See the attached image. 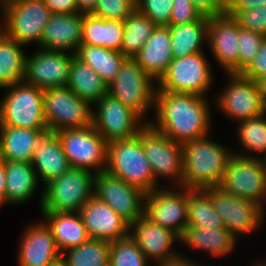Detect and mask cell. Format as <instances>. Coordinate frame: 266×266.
<instances>
[{
	"instance_id": "cell-1",
	"label": "cell",
	"mask_w": 266,
	"mask_h": 266,
	"mask_svg": "<svg viewBox=\"0 0 266 266\" xmlns=\"http://www.w3.org/2000/svg\"><path fill=\"white\" fill-rule=\"evenodd\" d=\"M205 96L155 91L157 124L148 122L155 130L176 143L207 137L210 131L209 106Z\"/></svg>"
},
{
	"instance_id": "cell-2",
	"label": "cell",
	"mask_w": 266,
	"mask_h": 266,
	"mask_svg": "<svg viewBox=\"0 0 266 266\" xmlns=\"http://www.w3.org/2000/svg\"><path fill=\"white\" fill-rule=\"evenodd\" d=\"M183 187L207 189L218 187L233 153L209 141L208 137L182 144Z\"/></svg>"
},
{
	"instance_id": "cell-3",
	"label": "cell",
	"mask_w": 266,
	"mask_h": 266,
	"mask_svg": "<svg viewBox=\"0 0 266 266\" xmlns=\"http://www.w3.org/2000/svg\"><path fill=\"white\" fill-rule=\"evenodd\" d=\"M105 171L145 193L157 188L158 182L145 156L140 133L133 138L108 143Z\"/></svg>"
},
{
	"instance_id": "cell-4",
	"label": "cell",
	"mask_w": 266,
	"mask_h": 266,
	"mask_svg": "<svg viewBox=\"0 0 266 266\" xmlns=\"http://www.w3.org/2000/svg\"><path fill=\"white\" fill-rule=\"evenodd\" d=\"M95 175L91 171L70 168L60 177L47 183L41 196V210L79 212L94 196Z\"/></svg>"
},
{
	"instance_id": "cell-5",
	"label": "cell",
	"mask_w": 266,
	"mask_h": 266,
	"mask_svg": "<svg viewBox=\"0 0 266 266\" xmlns=\"http://www.w3.org/2000/svg\"><path fill=\"white\" fill-rule=\"evenodd\" d=\"M218 187L228 194L250 200L260 207L266 201V158L232 155Z\"/></svg>"
},
{
	"instance_id": "cell-6",
	"label": "cell",
	"mask_w": 266,
	"mask_h": 266,
	"mask_svg": "<svg viewBox=\"0 0 266 266\" xmlns=\"http://www.w3.org/2000/svg\"><path fill=\"white\" fill-rule=\"evenodd\" d=\"M5 88H10V91L0 103V126L48 129L44 116L43 90L24 81Z\"/></svg>"
},
{
	"instance_id": "cell-7",
	"label": "cell",
	"mask_w": 266,
	"mask_h": 266,
	"mask_svg": "<svg viewBox=\"0 0 266 266\" xmlns=\"http://www.w3.org/2000/svg\"><path fill=\"white\" fill-rule=\"evenodd\" d=\"M0 3L5 12V28L0 29L22 46L32 41L40 44L52 15L43 0H0Z\"/></svg>"
},
{
	"instance_id": "cell-8",
	"label": "cell",
	"mask_w": 266,
	"mask_h": 266,
	"mask_svg": "<svg viewBox=\"0 0 266 266\" xmlns=\"http://www.w3.org/2000/svg\"><path fill=\"white\" fill-rule=\"evenodd\" d=\"M43 103L48 129L62 131L92 125L91 104L79 98L69 87L43 90Z\"/></svg>"
},
{
	"instance_id": "cell-9",
	"label": "cell",
	"mask_w": 266,
	"mask_h": 266,
	"mask_svg": "<svg viewBox=\"0 0 266 266\" xmlns=\"http://www.w3.org/2000/svg\"><path fill=\"white\" fill-rule=\"evenodd\" d=\"M155 81L133 58H127L116 77L108 84V94L131 108L141 118L154 105Z\"/></svg>"
},
{
	"instance_id": "cell-10",
	"label": "cell",
	"mask_w": 266,
	"mask_h": 266,
	"mask_svg": "<svg viewBox=\"0 0 266 266\" xmlns=\"http://www.w3.org/2000/svg\"><path fill=\"white\" fill-rule=\"evenodd\" d=\"M212 79L207 59L203 52H198L183 58H173L166 72L157 81V90L204 96Z\"/></svg>"
},
{
	"instance_id": "cell-11",
	"label": "cell",
	"mask_w": 266,
	"mask_h": 266,
	"mask_svg": "<svg viewBox=\"0 0 266 266\" xmlns=\"http://www.w3.org/2000/svg\"><path fill=\"white\" fill-rule=\"evenodd\" d=\"M58 138L71 168L88 171L94 168V174L105 171L108 143L93 125L58 131Z\"/></svg>"
},
{
	"instance_id": "cell-12",
	"label": "cell",
	"mask_w": 266,
	"mask_h": 266,
	"mask_svg": "<svg viewBox=\"0 0 266 266\" xmlns=\"http://www.w3.org/2000/svg\"><path fill=\"white\" fill-rule=\"evenodd\" d=\"M142 135V146L148 159L154 178L158 176L171 179L183 187V149L182 144L168 138L155 130L149 123L139 132Z\"/></svg>"
},
{
	"instance_id": "cell-13",
	"label": "cell",
	"mask_w": 266,
	"mask_h": 266,
	"mask_svg": "<svg viewBox=\"0 0 266 266\" xmlns=\"http://www.w3.org/2000/svg\"><path fill=\"white\" fill-rule=\"evenodd\" d=\"M96 104L98 109L97 113L93 112L92 125L107 143L133 138L148 123L144 121L142 125L136 112L108 93Z\"/></svg>"
},
{
	"instance_id": "cell-14",
	"label": "cell",
	"mask_w": 266,
	"mask_h": 266,
	"mask_svg": "<svg viewBox=\"0 0 266 266\" xmlns=\"http://www.w3.org/2000/svg\"><path fill=\"white\" fill-rule=\"evenodd\" d=\"M146 193L106 171L95 175L94 196L111 207L129 225L144 215Z\"/></svg>"
},
{
	"instance_id": "cell-15",
	"label": "cell",
	"mask_w": 266,
	"mask_h": 266,
	"mask_svg": "<svg viewBox=\"0 0 266 266\" xmlns=\"http://www.w3.org/2000/svg\"><path fill=\"white\" fill-rule=\"evenodd\" d=\"M180 192L156 188L147 192L144 200V216L179 238L187 228L188 188L183 187Z\"/></svg>"
},
{
	"instance_id": "cell-16",
	"label": "cell",
	"mask_w": 266,
	"mask_h": 266,
	"mask_svg": "<svg viewBox=\"0 0 266 266\" xmlns=\"http://www.w3.org/2000/svg\"><path fill=\"white\" fill-rule=\"evenodd\" d=\"M212 198L215 211L223 220L225 228L237 239L261 225L263 208L256 203L228 194L219 187L204 189Z\"/></svg>"
},
{
	"instance_id": "cell-17",
	"label": "cell",
	"mask_w": 266,
	"mask_h": 266,
	"mask_svg": "<svg viewBox=\"0 0 266 266\" xmlns=\"http://www.w3.org/2000/svg\"><path fill=\"white\" fill-rule=\"evenodd\" d=\"M229 76L231 84L217 98L220 109L239 121L266 114V101L257 82L240 73H229Z\"/></svg>"
},
{
	"instance_id": "cell-18",
	"label": "cell",
	"mask_w": 266,
	"mask_h": 266,
	"mask_svg": "<svg viewBox=\"0 0 266 266\" xmlns=\"http://www.w3.org/2000/svg\"><path fill=\"white\" fill-rule=\"evenodd\" d=\"M40 48V51L26 56L24 82L41 90L67 87L70 65L75 54Z\"/></svg>"
},
{
	"instance_id": "cell-19",
	"label": "cell",
	"mask_w": 266,
	"mask_h": 266,
	"mask_svg": "<svg viewBox=\"0 0 266 266\" xmlns=\"http://www.w3.org/2000/svg\"><path fill=\"white\" fill-rule=\"evenodd\" d=\"M239 25L228 13L208 18L207 39L218 63L229 73H239Z\"/></svg>"
},
{
	"instance_id": "cell-20",
	"label": "cell",
	"mask_w": 266,
	"mask_h": 266,
	"mask_svg": "<svg viewBox=\"0 0 266 266\" xmlns=\"http://www.w3.org/2000/svg\"><path fill=\"white\" fill-rule=\"evenodd\" d=\"M90 238L113 242L129 236L130 225L96 196L79 210Z\"/></svg>"
},
{
	"instance_id": "cell-21",
	"label": "cell",
	"mask_w": 266,
	"mask_h": 266,
	"mask_svg": "<svg viewBox=\"0 0 266 266\" xmlns=\"http://www.w3.org/2000/svg\"><path fill=\"white\" fill-rule=\"evenodd\" d=\"M134 233L129 235L137 243L143 254L149 259L156 260L157 263L171 262L181 257L171 249L173 241L180 239L172 231L153 223L146 216L137 218L133 224ZM175 239V240H174Z\"/></svg>"
},
{
	"instance_id": "cell-22",
	"label": "cell",
	"mask_w": 266,
	"mask_h": 266,
	"mask_svg": "<svg viewBox=\"0 0 266 266\" xmlns=\"http://www.w3.org/2000/svg\"><path fill=\"white\" fill-rule=\"evenodd\" d=\"M83 13L52 14L43 29L39 46L53 51H73L81 45Z\"/></svg>"
},
{
	"instance_id": "cell-23",
	"label": "cell",
	"mask_w": 266,
	"mask_h": 266,
	"mask_svg": "<svg viewBox=\"0 0 266 266\" xmlns=\"http://www.w3.org/2000/svg\"><path fill=\"white\" fill-rule=\"evenodd\" d=\"M31 163L45 185L71 168L58 131L46 129L39 134Z\"/></svg>"
},
{
	"instance_id": "cell-24",
	"label": "cell",
	"mask_w": 266,
	"mask_h": 266,
	"mask_svg": "<svg viewBox=\"0 0 266 266\" xmlns=\"http://www.w3.org/2000/svg\"><path fill=\"white\" fill-rule=\"evenodd\" d=\"M19 266H45L62 254L46 223L30 225L22 237Z\"/></svg>"
},
{
	"instance_id": "cell-25",
	"label": "cell",
	"mask_w": 266,
	"mask_h": 266,
	"mask_svg": "<svg viewBox=\"0 0 266 266\" xmlns=\"http://www.w3.org/2000/svg\"><path fill=\"white\" fill-rule=\"evenodd\" d=\"M133 59L148 75L158 81L173 59L169 26H156Z\"/></svg>"
},
{
	"instance_id": "cell-26",
	"label": "cell",
	"mask_w": 266,
	"mask_h": 266,
	"mask_svg": "<svg viewBox=\"0 0 266 266\" xmlns=\"http://www.w3.org/2000/svg\"><path fill=\"white\" fill-rule=\"evenodd\" d=\"M61 254L78 247L90 237L79 212L42 211Z\"/></svg>"
},
{
	"instance_id": "cell-27",
	"label": "cell",
	"mask_w": 266,
	"mask_h": 266,
	"mask_svg": "<svg viewBox=\"0 0 266 266\" xmlns=\"http://www.w3.org/2000/svg\"><path fill=\"white\" fill-rule=\"evenodd\" d=\"M44 130L0 126V159L31 162L38 136Z\"/></svg>"
},
{
	"instance_id": "cell-28",
	"label": "cell",
	"mask_w": 266,
	"mask_h": 266,
	"mask_svg": "<svg viewBox=\"0 0 266 266\" xmlns=\"http://www.w3.org/2000/svg\"><path fill=\"white\" fill-rule=\"evenodd\" d=\"M5 203H24L38 187V176L31 162L4 161Z\"/></svg>"
},
{
	"instance_id": "cell-29",
	"label": "cell",
	"mask_w": 266,
	"mask_h": 266,
	"mask_svg": "<svg viewBox=\"0 0 266 266\" xmlns=\"http://www.w3.org/2000/svg\"><path fill=\"white\" fill-rule=\"evenodd\" d=\"M124 23L84 14L81 44L100 46L121 52Z\"/></svg>"
},
{
	"instance_id": "cell-30",
	"label": "cell",
	"mask_w": 266,
	"mask_h": 266,
	"mask_svg": "<svg viewBox=\"0 0 266 266\" xmlns=\"http://www.w3.org/2000/svg\"><path fill=\"white\" fill-rule=\"evenodd\" d=\"M67 87L79 98L90 104H95L108 93V85L100 75L89 65L73 56Z\"/></svg>"
},
{
	"instance_id": "cell-31",
	"label": "cell",
	"mask_w": 266,
	"mask_h": 266,
	"mask_svg": "<svg viewBox=\"0 0 266 266\" xmlns=\"http://www.w3.org/2000/svg\"><path fill=\"white\" fill-rule=\"evenodd\" d=\"M179 240L189 247L205 250L212 256H222L232 251L237 239L225 227H187Z\"/></svg>"
},
{
	"instance_id": "cell-32",
	"label": "cell",
	"mask_w": 266,
	"mask_h": 266,
	"mask_svg": "<svg viewBox=\"0 0 266 266\" xmlns=\"http://www.w3.org/2000/svg\"><path fill=\"white\" fill-rule=\"evenodd\" d=\"M208 17L181 25H169L171 54L173 58H183L202 52L201 44L207 39Z\"/></svg>"
},
{
	"instance_id": "cell-33",
	"label": "cell",
	"mask_w": 266,
	"mask_h": 266,
	"mask_svg": "<svg viewBox=\"0 0 266 266\" xmlns=\"http://www.w3.org/2000/svg\"><path fill=\"white\" fill-rule=\"evenodd\" d=\"M21 45L0 29V88L24 81L26 55Z\"/></svg>"
},
{
	"instance_id": "cell-34",
	"label": "cell",
	"mask_w": 266,
	"mask_h": 266,
	"mask_svg": "<svg viewBox=\"0 0 266 266\" xmlns=\"http://www.w3.org/2000/svg\"><path fill=\"white\" fill-rule=\"evenodd\" d=\"M75 55L92 67L107 85L116 77L127 59L119 51L87 44H81Z\"/></svg>"
},
{
	"instance_id": "cell-35",
	"label": "cell",
	"mask_w": 266,
	"mask_h": 266,
	"mask_svg": "<svg viewBox=\"0 0 266 266\" xmlns=\"http://www.w3.org/2000/svg\"><path fill=\"white\" fill-rule=\"evenodd\" d=\"M187 227H225L220 215L215 211L211 196L204 189H188Z\"/></svg>"
},
{
	"instance_id": "cell-36",
	"label": "cell",
	"mask_w": 266,
	"mask_h": 266,
	"mask_svg": "<svg viewBox=\"0 0 266 266\" xmlns=\"http://www.w3.org/2000/svg\"><path fill=\"white\" fill-rule=\"evenodd\" d=\"M123 23L121 53L127 58H134L151 36L156 25L137 8L126 17Z\"/></svg>"
},
{
	"instance_id": "cell-37",
	"label": "cell",
	"mask_w": 266,
	"mask_h": 266,
	"mask_svg": "<svg viewBox=\"0 0 266 266\" xmlns=\"http://www.w3.org/2000/svg\"><path fill=\"white\" fill-rule=\"evenodd\" d=\"M62 258L65 266H105L109 263L110 242L89 238L78 247L68 250Z\"/></svg>"
},
{
	"instance_id": "cell-38",
	"label": "cell",
	"mask_w": 266,
	"mask_h": 266,
	"mask_svg": "<svg viewBox=\"0 0 266 266\" xmlns=\"http://www.w3.org/2000/svg\"><path fill=\"white\" fill-rule=\"evenodd\" d=\"M147 260L130 235L110 242L109 264L111 266H148Z\"/></svg>"
},
{
	"instance_id": "cell-39",
	"label": "cell",
	"mask_w": 266,
	"mask_h": 266,
	"mask_svg": "<svg viewBox=\"0 0 266 266\" xmlns=\"http://www.w3.org/2000/svg\"><path fill=\"white\" fill-rule=\"evenodd\" d=\"M266 114L239 121V138L243 148L250 152L266 153ZM266 157V154H265Z\"/></svg>"
},
{
	"instance_id": "cell-40",
	"label": "cell",
	"mask_w": 266,
	"mask_h": 266,
	"mask_svg": "<svg viewBox=\"0 0 266 266\" xmlns=\"http://www.w3.org/2000/svg\"><path fill=\"white\" fill-rule=\"evenodd\" d=\"M136 9V0H97L94 16L107 19L124 21Z\"/></svg>"
},
{
	"instance_id": "cell-41",
	"label": "cell",
	"mask_w": 266,
	"mask_h": 266,
	"mask_svg": "<svg viewBox=\"0 0 266 266\" xmlns=\"http://www.w3.org/2000/svg\"><path fill=\"white\" fill-rule=\"evenodd\" d=\"M265 36L239 26V73L256 57Z\"/></svg>"
},
{
	"instance_id": "cell-42",
	"label": "cell",
	"mask_w": 266,
	"mask_h": 266,
	"mask_svg": "<svg viewBox=\"0 0 266 266\" xmlns=\"http://www.w3.org/2000/svg\"><path fill=\"white\" fill-rule=\"evenodd\" d=\"M174 0H136V8L156 26H169Z\"/></svg>"
},
{
	"instance_id": "cell-43",
	"label": "cell",
	"mask_w": 266,
	"mask_h": 266,
	"mask_svg": "<svg viewBox=\"0 0 266 266\" xmlns=\"http://www.w3.org/2000/svg\"><path fill=\"white\" fill-rule=\"evenodd\" d=\"M233 18L241 28L261 33L266 37V6L238 11Z\"/></svg>"
},
{
	"instance_id": "cell-44",
	"label": "cell",
	"mask_w": 266,
	"mask_h": 266,
	"mask_svg": "<svg viewBox=\"0 0 266 266\" xmlns=\"http://www.w3.org/2000/svg\"><path fill=\"white\" fill-rule=\"evenodd\" d=\"M203 17L191 0H174L169 25H181L199 21Z\"/></svg>"
},
{
	"instance_id": "cell-45",
	"label": "cell",
	"mask_w": 266,
	"mask_h": 266,
	"mask_svg": "<svg viewBox=\"0 0 266 266\" xmlns=\"http://www.w3.org/2000/svg\"><path fill=\"white\" fill-rule=\"evenodd\" d=\"M240 74L254 81L266 75V37L256 57Z\"/></svg>"
},
{
	"instance_id": "cell-46",
	"label": "cell",
	"mask_w": 266,
	"mask_h": 266,
	"mask_svg": "<svg viewBox=\"0 0 266 266\" xmlns=\"http://www.w3.org/2000/svg\"><path fill=\"white\" fill-rule=\"evenodd\" d=\"M195 8L205 17L227 13V0H191Z\"/></svg>"
},
{
	"instance_id": "cell-47",
	"label": "cell",
	"mask_w": 266,
	"mask_h": 266,
	"mask_svg": "<svg viewBox=\"0 0 266 266\" xmlns=\"http://www.w3.org/2000/svg\"><path fill=\"white\" fill-rule=\"evenodd\" d=\"M52 14H70L79 12L76 0H43Z\"/></svg>"
},
{
	"instance_id": "cell-48",
	"label": "cell",
	"mask_w": 266,
	"mask_h": 266,
	"mask_svg": "<svg viewBox=\"0 0 266 266\" xmlns=\"http://www.w3.org/2000/svg\"><path fill=\"white\" fill-rule=\"evenodd\" d=\"M266 6V0H227V13L234 16L238 11Z\"/></svg>"
},
{
	"instance_id": "cell-49",
	"label": "cell",
	"mask_w": 266,
	"mask_h": 266,
	"mask_svg": "<svg viewBox=\"0 0 266 266\" xmlns=\"http://www.w3.org/2000/svg\"><path fill=\"white\" fill-rule=\"evenodd\" d=\"M79 13L91 14L96 6L97 0H76Z\"/></svg>"
},
{
	"instance_id": "cell-50",
	"label": "cell",
	"mask_w": 266,
	"mask_h": 266,
	"mask_svg": "<svg viewBox=\"0 0 266 266\" xmlns=\"http://www.w3.org/2000/svg\"><path fill=\"white\" fill-rule=\"evenodd\" d=\"M5 203V168L4 160L0 159V206Z\"/></svg>"
},
{
	"instance_id": "cell-51",
	"label": "cell",
	"mask_w": 266,
	"mask_h": 266,
	"mask_svg": "<svg viewBox=\"0 0 266 266\" xmlns=\"http://www.w3.org/2000/svg\"><path fill=\"white\" fill-rule=\"evenodd\" d=\"M189 260L186 257L184 258L181 256L179 259L171 261V262H164V263H158V266H197L195 263H192V261Z\"/></svg>"
},
{
	"instance_id": "cell-52",
	"label": "cell",
	"mask_w": 266,
	"mask_h": 266,
	"mask_svg": "<svg viewBox=\"0 0 266 266\" xmlns=\"http://www.w3.org/2000/svg\"><path fill=\"white\" fill-rule=\"evenodd\" d=\"M259 91L263 95L264 100L266 101V75L259 78L257 81Z\"/></svg>"
},
{
	"instance_id": "cell-53",
	"label": "cell",
	"mask_w": 266,
	"mask_h": 266,
	"mask_svg": "<svg viewBox=\"0 0 266 266\" xmlns=\"http://www.w3.org/2000/svg\"><path fill=\"white\" fill-rule=\"evenodd\" d=\"M45 266H65V262L62 258V255H61L59 258L53 260L52 262L48 263Z\"/></svg>"
}]
</instances>
